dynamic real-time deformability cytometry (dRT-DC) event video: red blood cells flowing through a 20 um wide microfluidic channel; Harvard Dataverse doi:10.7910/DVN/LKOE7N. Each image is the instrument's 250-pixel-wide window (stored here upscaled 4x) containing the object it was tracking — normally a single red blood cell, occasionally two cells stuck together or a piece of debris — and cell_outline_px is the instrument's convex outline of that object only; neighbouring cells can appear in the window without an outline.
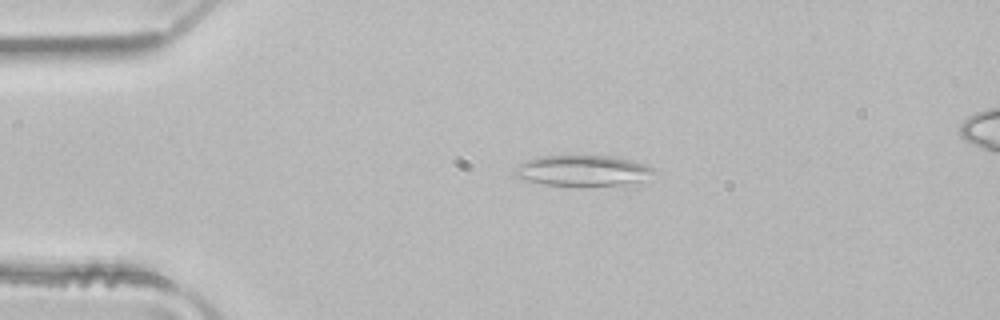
{"species": "common noctule bat (a hibernating species)", "species_latin": "Nyctalus noctula", "temperature_condition": "room temperature", "stored_images_in_passage": 4, "camera_frame_rate_fps": 3000, "um_per_image_px": 0.085, "animal": {"sex": "male", "body_mass_g": 21.5, "forearm_length_mm": 52.0}, "frame": {"image": 1, "passage_image": 2, "time_ms": 0.333, "image_size_px": [1000, 320], "cell_outline_px": [[656, 168], [636, 188], [628, 188], [544, 184], [512, 176], [512, 172], [520, 164], [536, 156], [612, 156], [648, 164]], "centroid_in_image_um": [49.67, 14.56], "position_along_channel_um": 35.3, "area_um2": 26.01}}